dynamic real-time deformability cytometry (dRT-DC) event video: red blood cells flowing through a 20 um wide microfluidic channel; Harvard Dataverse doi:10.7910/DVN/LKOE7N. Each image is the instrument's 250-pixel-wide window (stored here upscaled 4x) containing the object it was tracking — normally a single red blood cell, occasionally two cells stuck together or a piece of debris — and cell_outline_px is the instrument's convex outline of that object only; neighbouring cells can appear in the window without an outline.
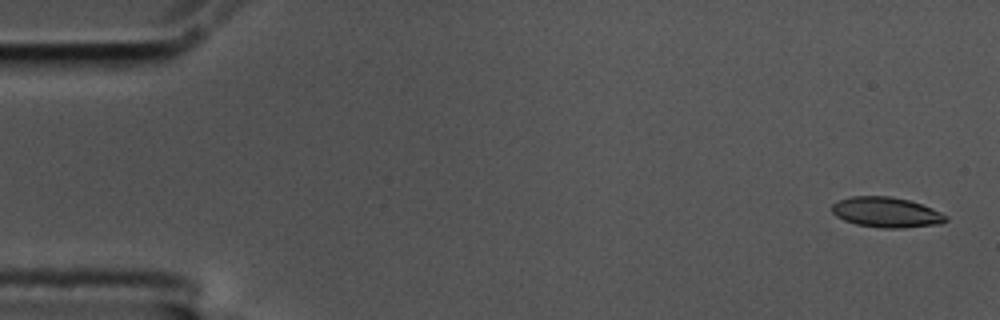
{"species": "common noctule bat (a hibernating species)", "species_latin": "Nyctalus noctula", "temperature_condition": "cold", "stored_images_in_passage": 5, "camera_frame_rate_fps": 3000, "um_per_image_px": 0.085, "animal": {"sex": "male", "body_mass_g": 17.5, "forearm_length_mm": 52.3}, "frame": {"image": 1, "passage_image": 1, "time_ms": 0.0, "image_size_px": [1000, 320], "cell_outline_px": [[948, 220], [940, 224], [904, 228], [880, 228], [856, 224], [844, 220], [836, 216], [832, 212], [832, 204], [840, 200], [852, 196], [892, 196], [908, 200], [932, 208], [948, 216]], "centroid_in_image_um": [75.35, 18.05], "position_along_channel_um": 9.6, "area_um2": 20.11}}
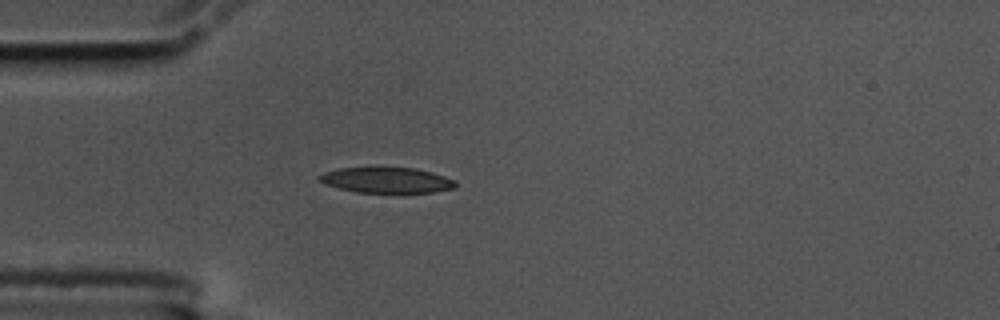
{"frame": {"image": 2, "passage_image": 5, "time_ms": 1.333, "image_size_px": [1000, 320], "cell_outline_px": [[456, 188], [432, 192], [356, 192], [324, 184], [316, 176], [324, 172], [340, 168], [416, 168], [444, 176], [456, 180]], "centroid_in_image_um": [32.87, 15.31], "position_along_channel_um": 52.1, "area_um2": 20.06}}